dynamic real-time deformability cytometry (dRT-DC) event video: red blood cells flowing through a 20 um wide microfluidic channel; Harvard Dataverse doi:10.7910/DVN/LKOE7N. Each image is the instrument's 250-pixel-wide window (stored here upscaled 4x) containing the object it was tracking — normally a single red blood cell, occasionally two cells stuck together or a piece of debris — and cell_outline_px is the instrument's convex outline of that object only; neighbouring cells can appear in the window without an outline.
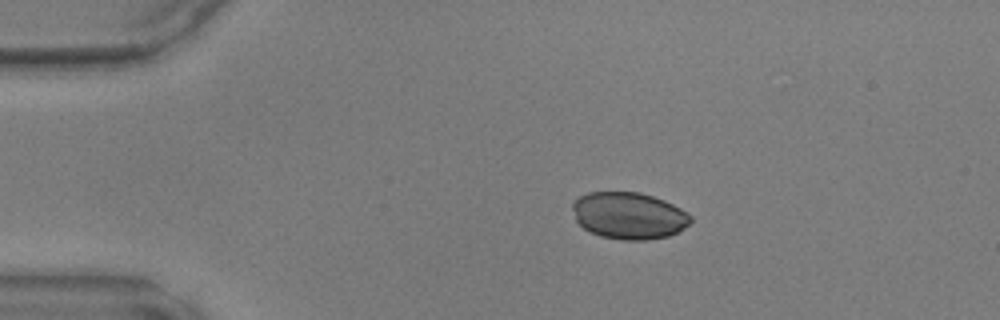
{"species": "common noctule bat (a hibernating species)", "species_latin": "Nyctalus noctula", "temperature_condition": "warm", "stored_images_in_passage": 39, "camera_frame_rate_fps": 3000, "um_per_image_px": 0.085, "animal": {"sex": "male", "body_mass_g": 17.9, "forearm_length_mm": 54.2}, "frame": {"image": 1, "passage_image": 1, "time_ms": 0.0, "image_size_px": [1000, 320], "cell_outline_px": [[692, 224], [668, 236], [644, 240], [624, 240], [600, 236], [584, 228], [576, 220], [572, 208], [572, 200], [588, 192], [640, 192], [664, 200], [688, 212], [692, 216]], "centroid_in_image_um": [53.46, 18.32], "position_along_channel_um": 31.5, "area_um2": 32.37}}
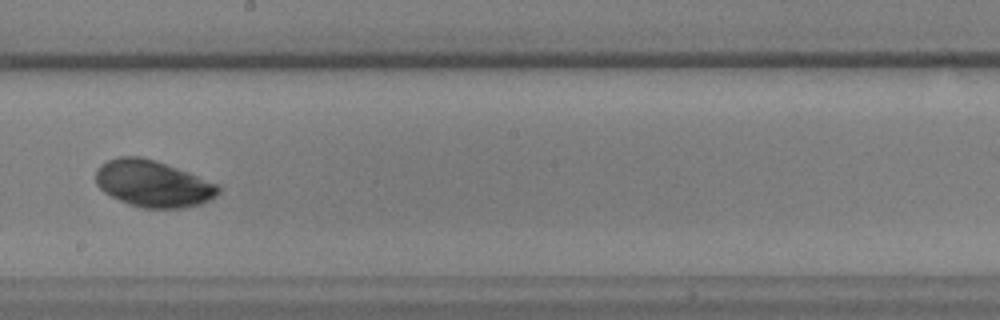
{"frame": {"image": 2, "passage_image": 19, "time_ms": 6.0, "image_size_px": [1000, 320], "cell_outline_px": [[220, 192], [216, 196], [200, 204], [184, 208], [144, 208], [128, 204], [104, 192], [96, 184], [96, 172], [100, 164], [108, 160], [120, 156], [140, 156], [156, 160], [220, 184]], "centroid_in_image_um": [13.02, 15.61], "position_along_channel_um": 235.2, "area_um2": 33.41}}
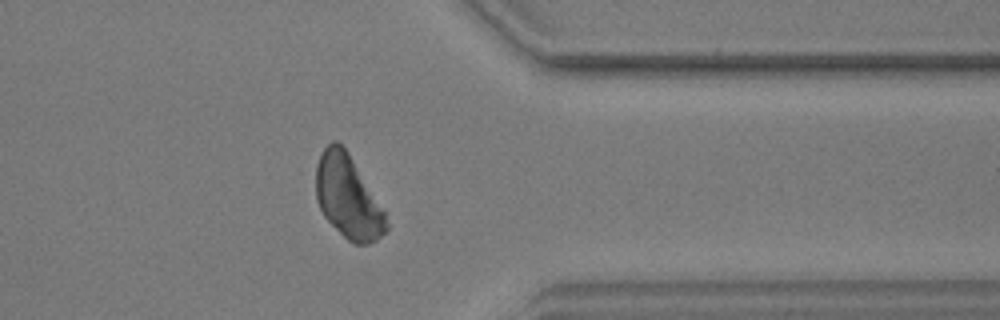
{"frame": {"image": 3, "passage_image": 30, "time_ms": 9.667, "image_size_px": [1000, 320], "cell_outline_px": [[388, 228], [376, 240], [368, 244], [352, 244], [324, 216], [316, 200], [316, 164], [324, 148], [332, 140], [336, 140], [348, 152], [384, 212], [388, 224]], "centroid_in_image_um": [29.55, 16.75], "position_along_channel_um": 381.9, "area_um2": 33.35}}